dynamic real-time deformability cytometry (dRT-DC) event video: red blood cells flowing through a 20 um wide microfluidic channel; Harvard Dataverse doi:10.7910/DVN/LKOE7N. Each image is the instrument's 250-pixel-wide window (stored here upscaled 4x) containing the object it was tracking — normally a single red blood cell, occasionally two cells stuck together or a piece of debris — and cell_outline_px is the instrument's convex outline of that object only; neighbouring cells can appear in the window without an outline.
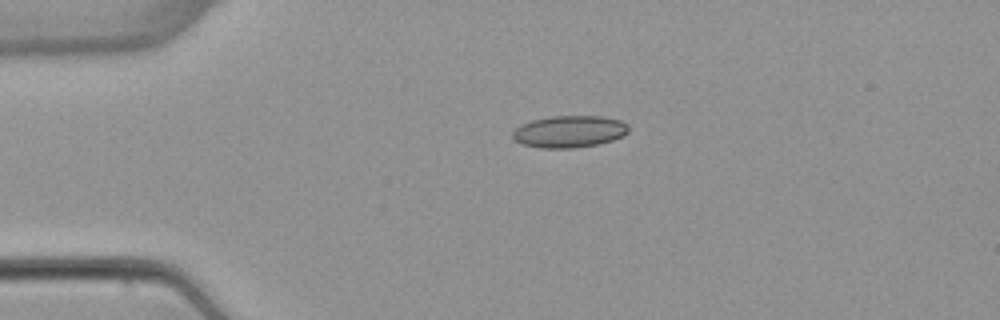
{"species": "common noctule bat (a hibernating species)", "species_latin": "Nyctalus noctula", "temperature_condition": "warm", "stored_images_in_passage": 4, "camera_frame_rate_fps": 3000, "um_per_image_px": 0.085, "animal": {"sex": "female", "body_mass_g": 22.7, "forearm_length_mm": 54.2}, "frame": {"image": 1, "passage_image": 3, "time_ms": 2.667, "image_size_px": [1000, 320], "cell_outline_px": [[628, 132], [624, 136], [612, 140], [596, 144], [572, 148], [540, 148], [520, 144], [512, 136], [512, 132], [520, 124], [532, 120], [552, 116], [604, 116], [620, 120], [628, 124]], "centroid_in_image_um": [48.39, 11.18], "position_along_channel_um": 36.6, "area_um2": 21.68}}